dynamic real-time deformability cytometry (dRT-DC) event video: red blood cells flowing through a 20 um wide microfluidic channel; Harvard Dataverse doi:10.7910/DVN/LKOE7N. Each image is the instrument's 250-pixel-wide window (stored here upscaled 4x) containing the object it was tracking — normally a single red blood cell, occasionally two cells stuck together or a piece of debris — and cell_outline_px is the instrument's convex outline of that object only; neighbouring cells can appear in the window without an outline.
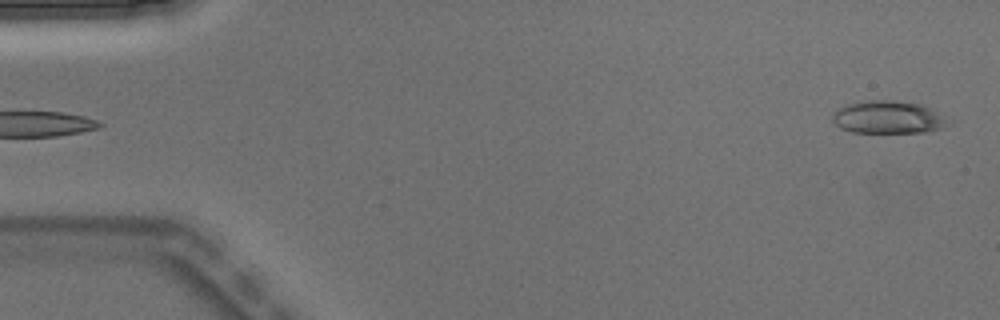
{"species": "Egyptian fruit bat (a non-hibernating species)", "species_latin": "Rousettus aegyptiacus", "temperature_condition": "warm", "stored_images_in_passage": 5, "camera_frame_rate_fps": 3000, "um_per_image_px": 0.085, "animal": {"sex": "male"}, "frame": {"image": 1, "passage_image": 5, "time_ms": 1.333, "image_size_px": [1000, 320], "cell_outline_px": [[948, 124], [940, 128], [928, 132], [852, 132], [840, 128], [832, 120], [832, 116], [840, 108], [848, 104], [868, 100], [896, 100], [920, 104], [944, 116]], "centroid_in_image_um": [75.47, 9.97], "position_along_channel_um": 9.5, "area_um2": 21.68}}